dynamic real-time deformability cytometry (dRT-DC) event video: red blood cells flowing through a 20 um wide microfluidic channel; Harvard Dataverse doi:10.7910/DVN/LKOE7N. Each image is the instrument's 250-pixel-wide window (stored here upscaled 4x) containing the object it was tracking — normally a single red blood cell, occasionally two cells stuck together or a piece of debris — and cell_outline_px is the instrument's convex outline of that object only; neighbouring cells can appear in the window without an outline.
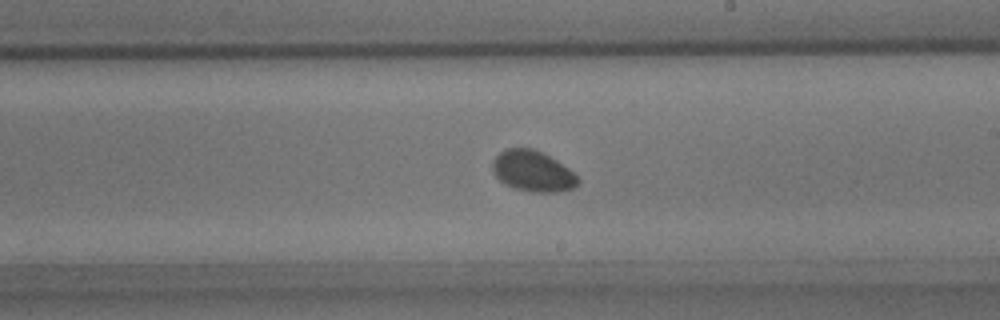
{"species": "common noctule bat (a hibernating species)", "species_latin": "Nyctalus noctula", "temperature_condition": "room temperature", "stored_images_in_passage": 29, "camera_frame_rate_fps": 3000, "um_per_image_px": 0.085, "animal": {"sex": "male", "body_mass_g": 15.6}, "frame": {"image": 1, "passage_image": 24, "time_ms": 7.667, "image_size_px": [1000, 320], "cell_outline_px": [[580, 184], [576, 188], [556, 192], [532, 192], [516, 188], [504, 184], [492, 172], [492, 160], [504, 148], [532, 148], [556, 160], [568, 168], [580, 180]], "centroid_in_image_um": [45.28, 14.56], "position_along_channel_um": 243.7, "area_um2": 20.35}}